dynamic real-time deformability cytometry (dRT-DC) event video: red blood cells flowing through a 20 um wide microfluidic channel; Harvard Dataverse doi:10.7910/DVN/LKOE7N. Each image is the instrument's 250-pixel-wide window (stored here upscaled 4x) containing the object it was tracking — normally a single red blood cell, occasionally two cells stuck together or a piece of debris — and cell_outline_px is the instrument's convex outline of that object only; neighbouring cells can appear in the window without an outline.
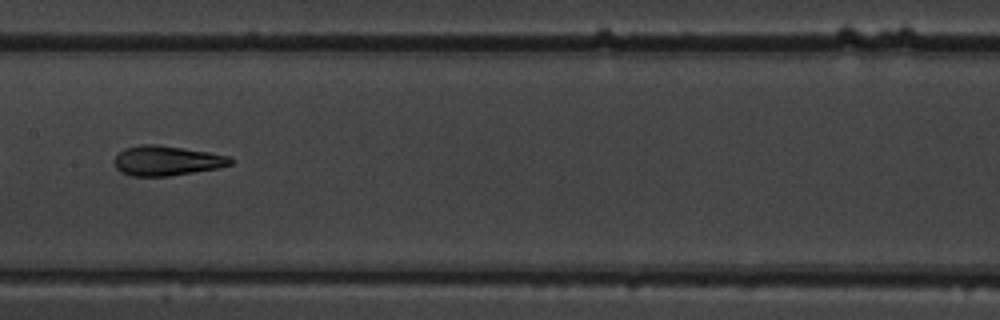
{"species": "common noctule bat (a hibernating species)", "species_latin": "Nyctalus noctula", "temperature_condition": "warm", "stored_images_in_passage": 32, "camera_frame_rate_fps": 3000, "um_per_image_px": 0.085, "animal": {"sex": "male", "body_mass_g": 19.5, "forearm_length_mm": 54.6}, "frame": {"image": 1, "passage_image": 10, "time_ms": 3.0, "image_size_px": [1000, 320], "cell_outline_px": [[236, 160], [232, 164], [220, 168], [168, 176], [132, 176], [120, 172], [116, 168], [112, 160], [124, 148], [140, 144], [156, 144], [208, 152], [232, 156]], "centroid_in_image_um": [14.19, 13.66], "position_along_channel_um": 193.2, "area_um2": 20.46}}
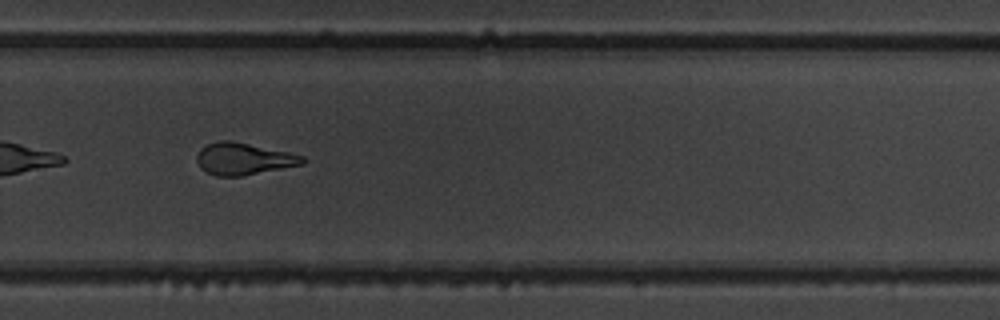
{"frame": {"image": 2, "passage_image": 19, "time_ms": 6.0, "image_size_px": [1000, 320], "cell_outline_px": [[304, 164], [240, 176], [216, 176], [200, 168], [196, 160], [196, 156], [200, 148], [208, 144], [220, 140], [232, 140], [288, 152], [304, 156]], "centroid_in_image_um": [20.67, 13.49], "position_along_channel_um": 309.1, "area_um2": 19.59}}